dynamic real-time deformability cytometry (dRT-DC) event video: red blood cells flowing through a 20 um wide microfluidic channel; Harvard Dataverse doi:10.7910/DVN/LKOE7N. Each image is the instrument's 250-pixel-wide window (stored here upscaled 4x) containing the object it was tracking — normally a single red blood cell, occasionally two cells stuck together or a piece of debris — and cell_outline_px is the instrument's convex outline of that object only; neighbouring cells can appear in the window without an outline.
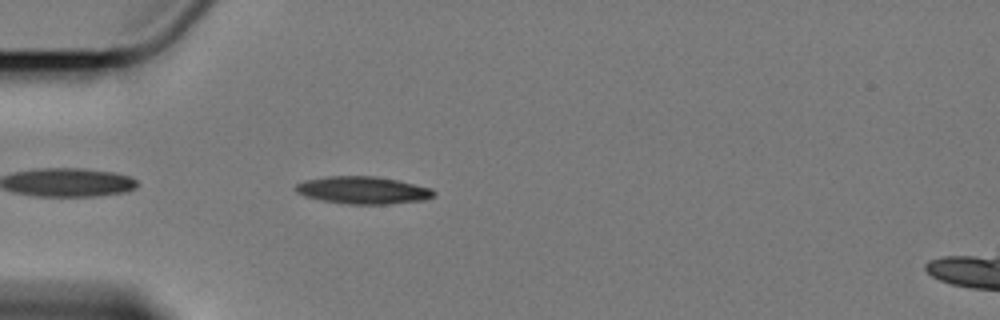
{"species": "Egyptian fruit bat (a non-hibernating species)", "species_latin": "Rousettus aegyptiacus", "temperature_condition": "cold", "stored_images_in_passage": 46, "camera_frame_rate_fps": 3000, "um_per_image_px": 0.085, "animal": {"sex": "female"}, "frame": {"image": 1, "passage_image": 3, "time_ms": 0.667, "image_size_px": [1000, 320], "cell_outline_px": [[436, 192], [432, 196], [424, 200], [388, 204], [348, 204], [324, 200], [304, 196], [296, 192], [296, 184], [304, 180], [328, 176], [376, 176], [396, 180], [432, 188]], "centroid_in_image_um": [30.85, 16.16], "position_along_channel_um": 54.2, "area_um2": 21.91}}
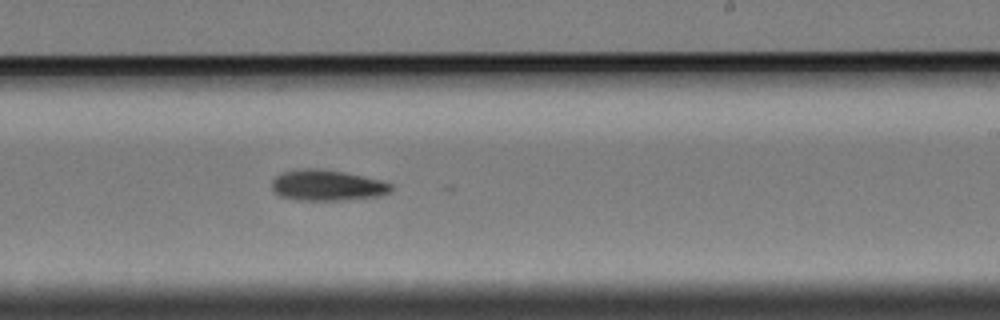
{"frame": {"image": 2, "passage_image": 22, "time_ms": 7.0, "image_size_px": [1000, 320], "cell_outline_px": [[392, 188], [388, 192], [380, 196], [340, 200], [296, 200], [280, 196], [272, 188], [272, 180], [276, 176], [284, 172], [304, 168], [320, 168], [348, 172], [380, 180], [392, 184]], "centroid_in_image_um": [27.81, 15.74], "position_along_channel_um": 261.2, "area_um2": 21.44}}
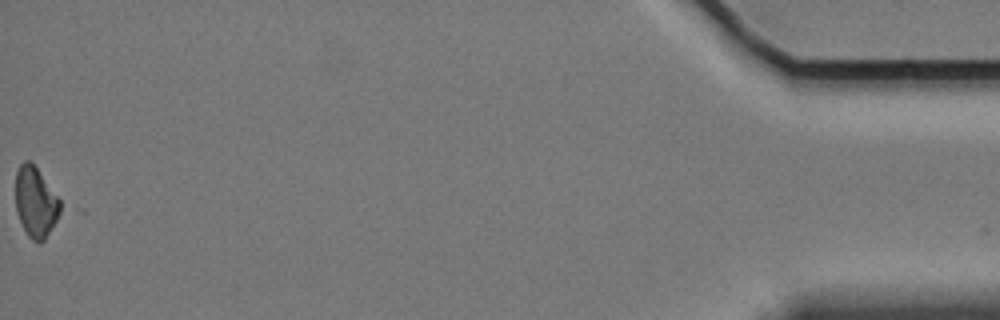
{"frame": {"image": 3, "passage_image": 45, "time_ms": 14.667, "image_size_px": [1000, 320], "cell_outline_px": [[68, 208], [44, 240], [40, 244], [32, 240], [28, 236], [16, 212], [16, 172], [20, 164], [24, 160], [28, 160], [36, 168]], "centroid_in_image_um": [3.12, 17.24], "position_along_channel_um": 432.1, "area_um2": 19.02}}